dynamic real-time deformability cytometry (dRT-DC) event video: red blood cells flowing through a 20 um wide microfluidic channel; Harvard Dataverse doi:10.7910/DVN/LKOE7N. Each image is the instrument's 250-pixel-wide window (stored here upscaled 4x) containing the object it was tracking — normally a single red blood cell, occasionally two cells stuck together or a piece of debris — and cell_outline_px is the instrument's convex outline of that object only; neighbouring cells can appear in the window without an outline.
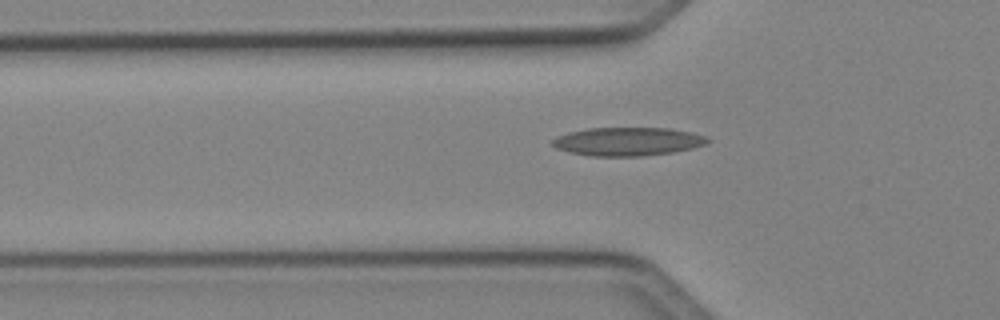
{"species": "Egyptian fruit bat (a non-hibernating species)", "species_latin": "Rousettus aegyptiacus", "temperature_condition": "cold", "stored_images_in_passage": 29, "camera_frame_rate_fps": 3000, "um_per_image_px": 0.085, "animal": {"sex": "female"}, "frame": {"image": 1, "passage_image": 2, "time_ms": 0.333, "image_size_px": [1000, 320], "cell_outline_px": [[712, 140], [704, 144], [692, 148], [672, 152], [644, 156], [592, 156], [572, 152], [556, 148], [552, 144], [552, 140], [556, 136], [568, 132], [588, 128], [668, 128], [692, 132], [708, 136]], "centroid_in_image_um": [53.38, 12.02], "position_along_channel_um": 72.4, "area_um2": 25.72}}
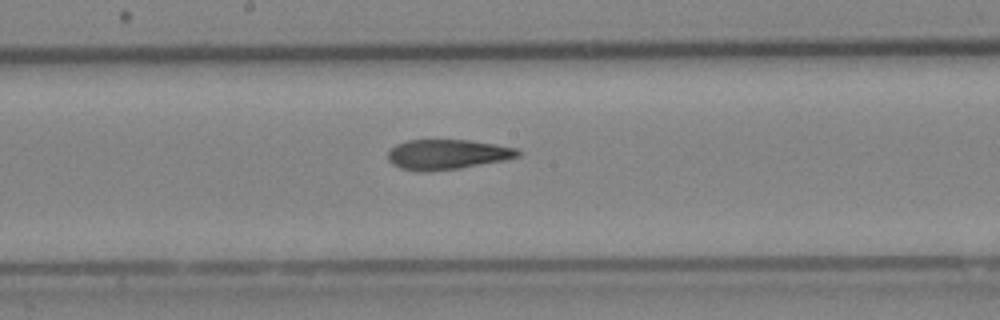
{"frame": {"image": 2, "passage_image": 12, "time_ms": 3.667, "image_size_px": [1000, 320], "cell_outline_px": [[520, 156], [504, 160], [460, 168], [428, 172], [416, 172], [400, 168], [392, 164], [388, 160], [388, 152], [396, 144], [408, 140], [468, 140], [496, 144], [516, 148], [520, 152]], "centroid_in_image_um": [37.99, 13.13], "position_along_channel_um": 210.2, "area_um2": 22.83}}
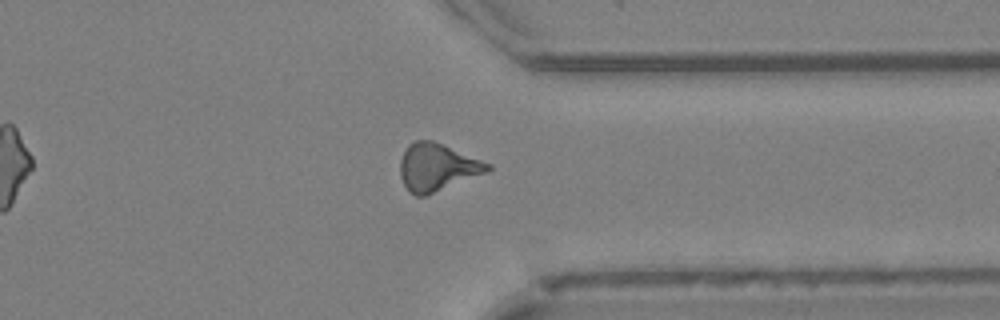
{"frame": {"image": 3, "passage_image": 24, "time_ms": 7.667, "image_size_px": [1000, 320], "cell_outline_px": [[492, 168], [488, 172], [424, 196], [416, 196], [408, 192], [400, 176], [400, 160], [408, 144], [416, 140], [432, 140], [492, 164]], "centroid_in_image_um": [37.15, 14.22], "position_along_channel_um": 374.2, "area_um2": 24.1}, "authors_computed_cell_mechanics": {"area_um2": 23.0044, "velocity_mm_per_s": 4.1407, "shape_relaxation_time_tau1_ms": null, "shape_relaxation_time_tau2_ms": 2.7992, "deformation_change_tau1": null, "deformation_change_tau2": 0.1177}}